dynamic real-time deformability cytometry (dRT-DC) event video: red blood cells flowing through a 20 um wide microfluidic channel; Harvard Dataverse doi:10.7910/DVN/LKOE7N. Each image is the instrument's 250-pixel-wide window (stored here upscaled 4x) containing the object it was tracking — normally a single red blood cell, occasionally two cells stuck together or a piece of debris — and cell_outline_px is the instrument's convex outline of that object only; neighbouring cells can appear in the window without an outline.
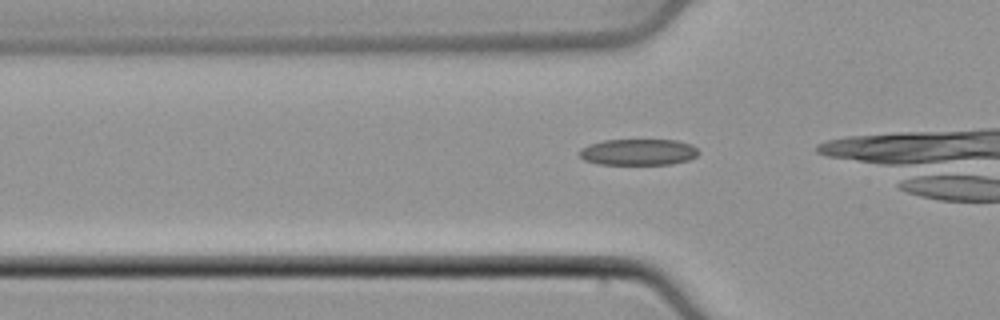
{"species": "common noctule bat (a hibernating species)", "species_latin": "Nyctalus noctula", "temperature_condition": "cold", "stored_images_in_passage": 21, "camera_frame_rate_fps": 3000, "um_per_image_px": 0.085, "animal": {"sex": "male", "body_mass_g": 21.5, "forearm_length_mm": 52.0}, "frame": {"image": 1, "passage_image": 10, "time_ms": 3.0, "image_size_px": [1000, 320], "cell_outline_px": [[700, 152], [696, 156], [688, 160], [672, 164], [600, 164], [584, 160], [580, 156], [580, 148], [588, 144], [604, 140], [676, 140], [692, 144]], "centroid_in_image_um": [54.26, 12.92], "position_along_channel_um": 71.5, "area_um2": 18.26}}